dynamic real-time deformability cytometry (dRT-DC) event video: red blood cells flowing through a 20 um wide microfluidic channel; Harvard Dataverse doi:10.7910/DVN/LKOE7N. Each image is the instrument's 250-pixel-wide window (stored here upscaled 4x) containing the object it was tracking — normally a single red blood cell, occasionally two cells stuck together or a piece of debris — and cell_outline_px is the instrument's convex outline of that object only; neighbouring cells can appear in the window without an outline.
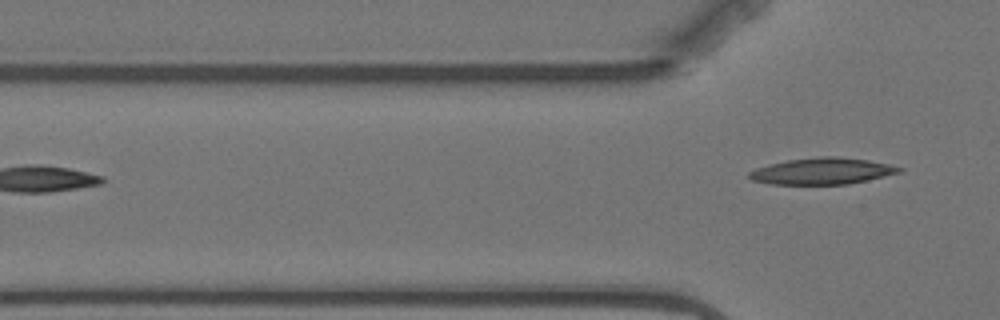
{"species": "Egyptian fruit bat (a non-hibernating species)", "species_latin": "Rousettus aegyptiacus", "temperature_condition": "warm", "stored_images_in_passage": 3, "camera_frame_rate_fps": 3000, "um_per_image_px": 0.085, "animal": {"sex": "female"}, "frame": {"image": 1, "passage_image": 3, "time_ms": 3.333, "image_size_px": [1000, 320], "cell_outline_px": [[904, 168], [900, 172], [868, 180], [848, 184], [772, 184], [752, 180], [748, 176], [748, 172], [756, 168], [788, 160], [820, 156], [836, 156], [868, 160], [888, 164]], "centroid_in_image_um": [69.89, 14.54], "position_along_channel_um": 55.9, "area_um2": 22.95}}